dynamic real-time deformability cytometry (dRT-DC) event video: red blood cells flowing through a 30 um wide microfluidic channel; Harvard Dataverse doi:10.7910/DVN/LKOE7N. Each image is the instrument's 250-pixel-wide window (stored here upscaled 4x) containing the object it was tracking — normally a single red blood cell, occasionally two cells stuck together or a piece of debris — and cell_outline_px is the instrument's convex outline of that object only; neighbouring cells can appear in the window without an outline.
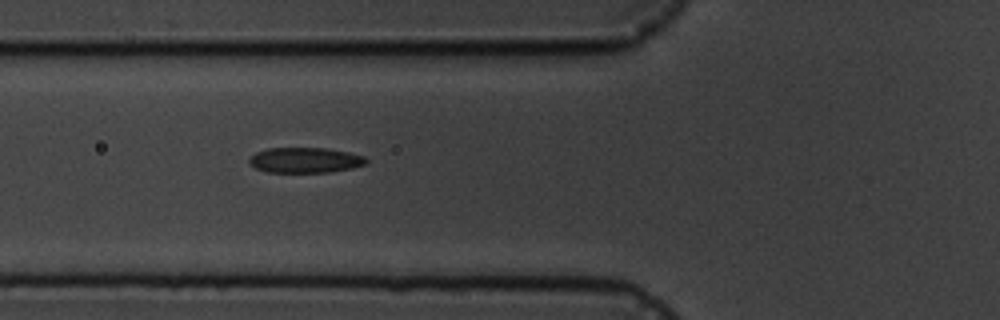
{"species": "common noctule bat (a hibernating species)", "species_latin": "Nyctalus noctula", "temperature_condition": "cold", "stored_images_in_passage": 2, "camera_frame_rate_fps": 3000, "um_per_image_px": 0.085, "animal": {"sex": "male", "body_mass_g": 19.5, "forearm_length_mm": 54.6}, "frame": {"image": 1, "passage_image": 2, "time_ms": 1.0, "image_size_px": [1000, 320], "cell_outline_px": [[368, 164], [352, 168], [328, 172], [268, 172], [256, 168], [248, 164], [248, 160], [256, 152], [268, 148], [324, 148], [348, 152], [364, 156], [368, 160]], "centroid_in_image_um": [25.94, 13.61], "position_along_channel_um": 99.9, "area_um2": 17.28}}